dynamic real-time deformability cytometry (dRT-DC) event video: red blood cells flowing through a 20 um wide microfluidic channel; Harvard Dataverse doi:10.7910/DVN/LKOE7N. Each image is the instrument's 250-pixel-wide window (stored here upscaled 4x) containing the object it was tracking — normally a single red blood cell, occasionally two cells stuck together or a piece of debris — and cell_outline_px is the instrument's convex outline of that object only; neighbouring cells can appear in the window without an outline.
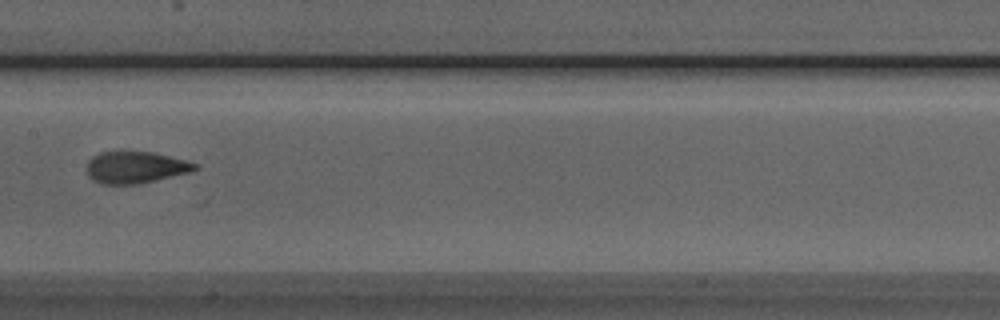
{"species": "Egyptian fruit bat (a non-hibernating species)", "species_latin": "Rousettus aegyptiacus", "temperature_condition": "room temperature", "stored_images_in_passage": 7, "camera_frame_rate_fps": 3000, "um_per_image_px": 0.085, "animal": {"sex": "male"}, "frame": {"image": 1, "passage_image": 7, "time_ms": 2.0, "image_size_px": [1000, 320], "cell_outline_px": [[196, 168], [188, 172], [140, 184], [100, 184], [92, 180], [88, 176], [88, 160], [92, 156], [100, 152], [152, 152], [184, 160], [196, 164]], "centroid_in_image_um": [11.45, 14.24], "position_along_channel_um": 196.0, "area_um2": 19.71}}